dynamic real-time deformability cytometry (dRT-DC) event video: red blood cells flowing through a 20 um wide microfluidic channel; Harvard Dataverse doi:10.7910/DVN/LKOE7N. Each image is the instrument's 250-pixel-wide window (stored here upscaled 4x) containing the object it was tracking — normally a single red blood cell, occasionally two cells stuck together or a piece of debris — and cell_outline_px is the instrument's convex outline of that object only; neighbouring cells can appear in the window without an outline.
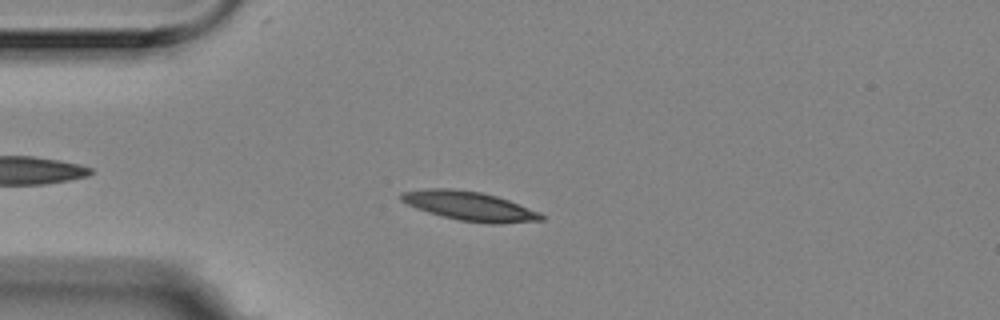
{"species": "Egyptian fruit bat (a non-hibernating species)", "species_latin": "Rousettus aegyptiacus", "temperature_condition": "room temperature", "stored_images_in_passage": 47, "camera_frame_rate_fps": 3000, "um_per_image_px": 0.085, "animal": {"sex": "female"}, "frame": {"image": 1, "passage_image": 5, "time_ms": 1.333, "image_size_px": [1000, 320], "cell_outline_px": [[544, 220], [500, 224], [488, 224], [460, 220], [428, 212], [416, 208], [400, 200], [400, 192], [428, 188], [452, 188], [480, 192], [496, 196], [508, 200], [540, 212], [544, 216]], "centroid_in_image_um": [39.92, 17.51], "position_along_channel_um": 45.1, "area_um2": 23.76}}
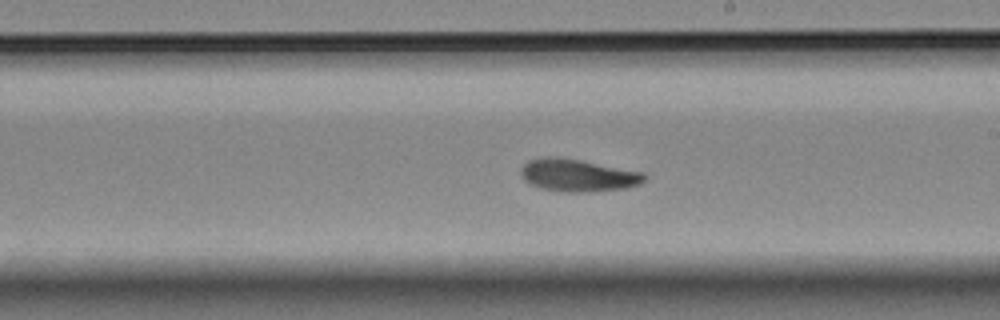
{"frame": {"image": 2, "passage_image": 23, "time_ms": 7.333, "image_size_px": [1000, 320], "cell_outline_px": [[648, 176], [640, 184], [628, 188], [588, 192], [568, 192], [540, 188], [524, 180], [520, 172], [520, 168], [528, 160], [544, 156], [556, 156], [580, 160], [644, 172]], "centroid_in_image_um": [49.13, 14.89], "position_along_channel_um": 239.9, "area_um2": 23.52}}
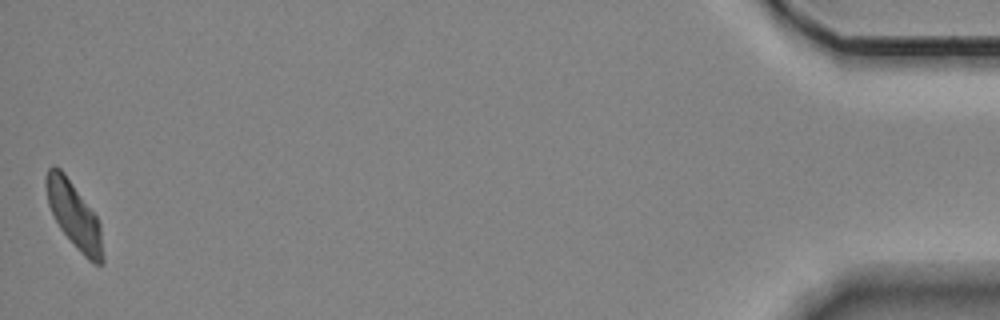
{"frame": {"image": 3, "passage_image": 47, "time_ms": 15.333, "image_size_px": [1000, 320], "cell_outline_px": [[104, 264], [92, 264], [76, 248], [60, 228], [48, 204], [44, 184], [44, 180], [48, 168], [52, 164], [60, 168], [64, 172], [96, 216], [100, 224], [104, 256]], "centroid_in_image_um": [6.29, 18.3], "position_along_channel_um": 428.9, "area_um2": 21.85}, "authors_computed_cell_mechanics": {"area_um2": 22.6576, "velocity_mm_per_s": 3.5134, "shape_relaxation_time_tau1_ms": 4.4015, "shape_relaxation_time_tau2_ms": 4.2235, "deformation_change_tau1": 0.129, "deformation_change_tau2": 0.1026}}